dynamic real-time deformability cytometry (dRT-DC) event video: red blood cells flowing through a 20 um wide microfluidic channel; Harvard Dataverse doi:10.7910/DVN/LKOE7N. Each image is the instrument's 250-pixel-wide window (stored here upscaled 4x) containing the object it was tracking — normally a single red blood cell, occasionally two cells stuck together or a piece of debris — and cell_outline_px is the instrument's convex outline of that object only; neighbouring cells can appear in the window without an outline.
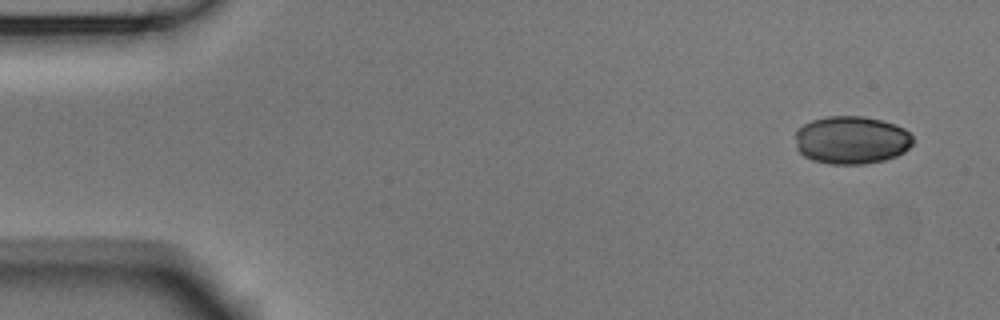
{"species": "Egyptian fruit bat (a non-hibernating species)", "species_latin": "Rousettus aegyptiacus", "temperature_condition": "room temperature", "stored_images_in_passage": 7, "camera_frame_rate_fps": 3000, "um_per_image_px": 0.085, "animal": {"sex": "male"}, "frame": {"image": 1, "passage_image": 1, "time_ms": 0.0, "image_size_px": [1000, 320], "cell_outline_px": [[912, 144], [904, 152], [896, 156], [884, 160], [864, 164], [828, 164], [812, 160], [804, 156], [796, 148], [796, 128], [812, 120], [828, 116], [864, 116], [896, 124], [904, 128], [912, 136]], "centroid_in_image_um": [72.36, 11.9], "position_along_channel_um": 12.6, "area_um2": 33.06}}
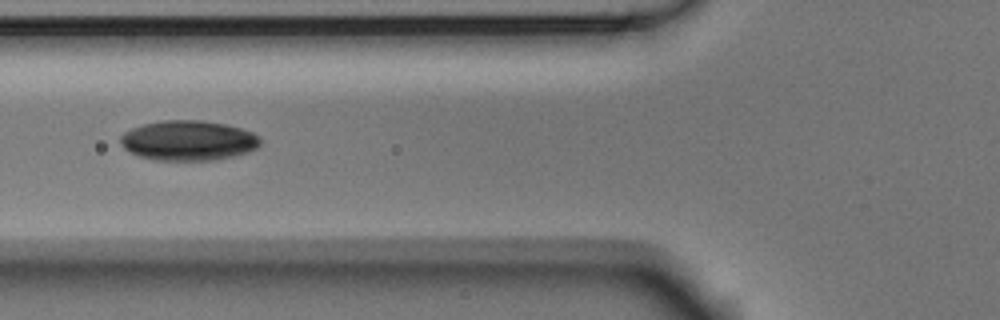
{"frame": {"image": 2, "passage_image": 5, "time_ms": 1.333, "image_size_px": [1000, 320], "cell_outline_px": [[260, 144], [256, 148], [248, 152], [216, 160], [156, 160], [140, 156], [124, 148], [120, 144], [120, 136], [124, 132], [132, 128], [144, 124], [164, 120], [200, 120], [228, 124], [252, 132], [260, 140]], "centroid_in_image_um": [16.0, 11.94], "position_along_channel_um": 109.8, "area_um2": 32.48}}
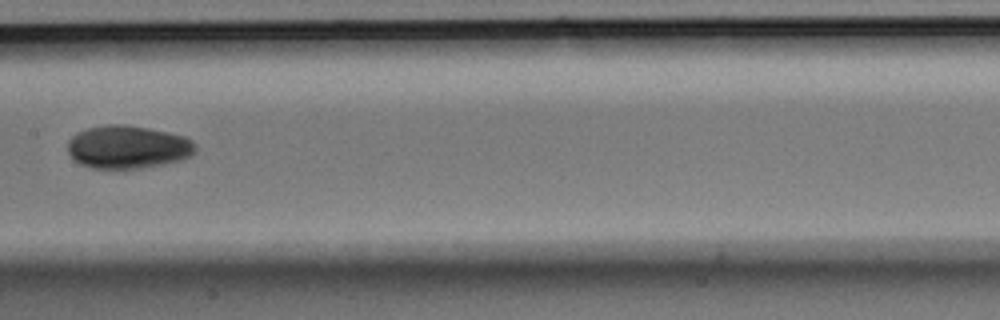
{"frame": {"image": 3, "passage_image": 7, "time_ms": 2.0, "image_size_px": [1000, 320], "cell_outline_px": [[196, 152], [180, 160], [164, 164], [140, 168], [92, 168], [80, 164], [72, 160], [68, 152], [68, 140], [72, 136], [88, 128], [108, 124], [124, 124], [148, 128], [168, 132], [184, 136], [192, 140], [196, 144]], "centroid_in_image_um": [10.86, 12.5], "position_along_channel_um": 196.5, "area_um2": 32.08}}